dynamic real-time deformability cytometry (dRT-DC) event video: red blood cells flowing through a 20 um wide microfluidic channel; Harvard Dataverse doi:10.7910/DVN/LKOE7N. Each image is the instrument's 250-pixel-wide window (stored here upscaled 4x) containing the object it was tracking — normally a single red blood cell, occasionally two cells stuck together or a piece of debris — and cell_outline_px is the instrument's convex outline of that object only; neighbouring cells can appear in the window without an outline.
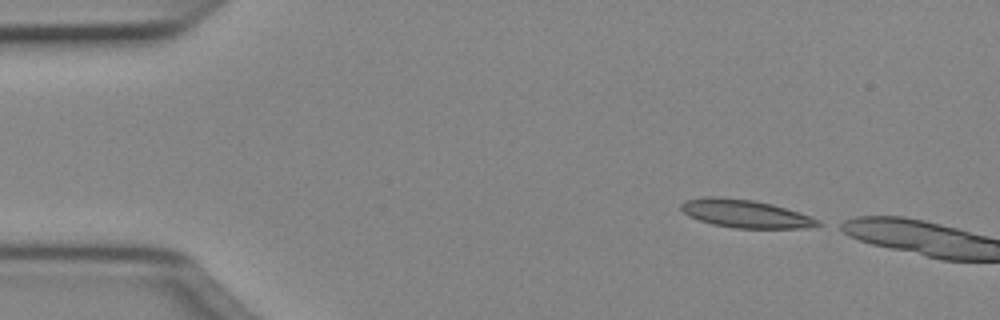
{"species": "Egyptian fruit bat (a non-hibernating species)", "species_latin": "Rousettus aegyptiacus", "temperature_condition": "cold", "stored_images_in_passage": 4, "camera_frame_rate_fps": 3000, "um_per_image_px": 0.085, "animal": {"sex": "female"}, "frame": {"image": 1, "passage_image": 1, "time_ms": 0.0, "image_size_px": [1000, 320], "cell_outline_px": [[824, 224], [804, 228], [732, 228], [712, 224], [688, 216], [680, 208], [680, 204], [684, 200], [704, 196], [720, 196], [752, 200], [772, 204], [800, 212], [812, 216], [820, 220]], "centroid_in_image_um": [63.35, 18.15], "position_along_channel_um": 21.6, "area_um2": 22.6}}